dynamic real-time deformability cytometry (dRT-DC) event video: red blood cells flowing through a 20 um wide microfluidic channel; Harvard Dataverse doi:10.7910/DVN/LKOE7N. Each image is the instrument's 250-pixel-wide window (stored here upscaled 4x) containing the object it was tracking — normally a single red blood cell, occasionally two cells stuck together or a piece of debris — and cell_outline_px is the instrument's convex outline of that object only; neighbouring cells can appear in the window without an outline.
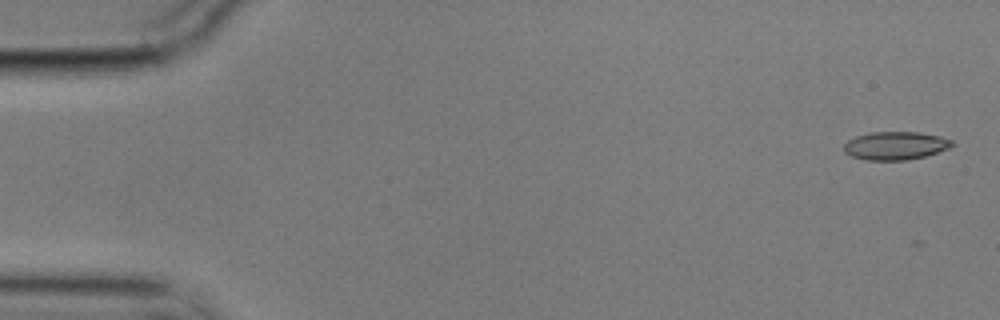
{"species": "common noctule bat (a hibernating species)", "species_latin": "Nyctalus noctula", "temperature_condition": "cold", "stored_images_in_passage": 5, "camera_frame_rate_fps": 3000, "um_per_image_px": 0.085, "animal": {"sex": "male", "body_mass_g": 17.9}, "frame": {"image": 1, "passage_image": 2, "time_ms": 0.333, "image_size_px": [1000, 320], "cell_outline_px": [[956, 144], [948, 148], [924, 156], [908, 160], [868, 160], [852, 156], [844, 152], [844, 144], [848, 140], [856, 136], [872, 132], [920, 132], [940, 136], [952, 140]], "centroid_in_image_um": [76.12, 12.37], "position_along_channel_um": 8.9, "area_um2": 17.69}}